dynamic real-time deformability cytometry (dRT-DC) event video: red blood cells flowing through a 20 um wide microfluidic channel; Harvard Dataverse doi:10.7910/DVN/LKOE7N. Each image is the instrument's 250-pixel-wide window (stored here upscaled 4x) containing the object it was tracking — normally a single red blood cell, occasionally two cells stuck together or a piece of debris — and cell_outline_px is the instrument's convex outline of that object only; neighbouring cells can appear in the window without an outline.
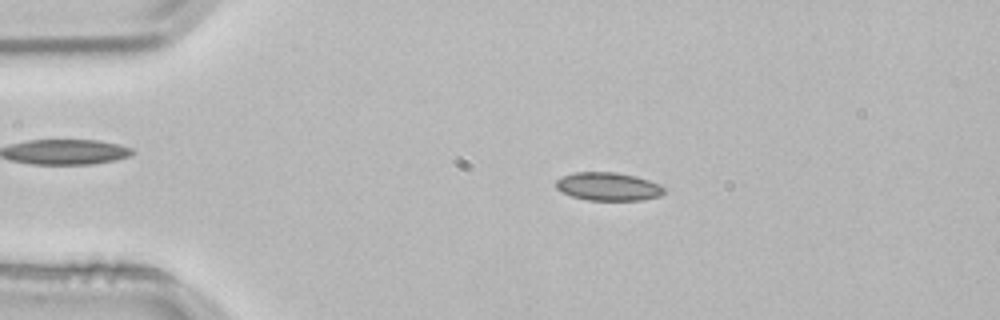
{"species": "common noctule bat (a hibernating species)", "species_latin": "Nyctalus noctula", "temperature_condition": "room temperature", "stored_images_in_passage": 52, "camera_frame_rate_fps": 3000, "um_per_image_px": 0.085, "animal": {"sex": "male", "body_mass_g": 21.5, "forearm_length_mm": 52.0}, "frame": {"image": 1, "passage_image": 10, "time_ms": 3.0, "image_size_px": [1000, 320], "cell_outline_px": [[664, 192], [660, 196], [640, 200], [588, 200], [572, 196], [560, 192], [556, 188], [556, 180], [564, 176], [576, 172], [616, 172], [636, 176], [648, 180], [664, 188]], "centroid_in_image_um": [51.66, 15.86], "position_along_channel_um": 33.3, "area_um2": 17.63}}
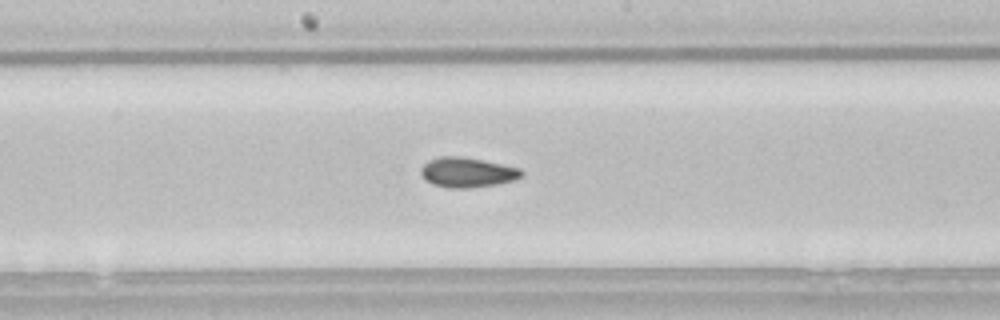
{"frame": {"image": 2, "passage_image": 27, "time_ms": 8.667, "image_size_px": [1000, 320], "cell_outline_px": [[524, 176], [516, 180], [496, 184], [468, 188], [448, 188], [432, 184], [424, 180], [420, 172], [420, 168], [424, 164], [440, 156], [456, 156], [484, 160], [520, 168], [524, 172]], "centroid_in_image_um": [39.74, 14.66], "position_along_channel_um": 208.5, "area_um2": 17.63}}
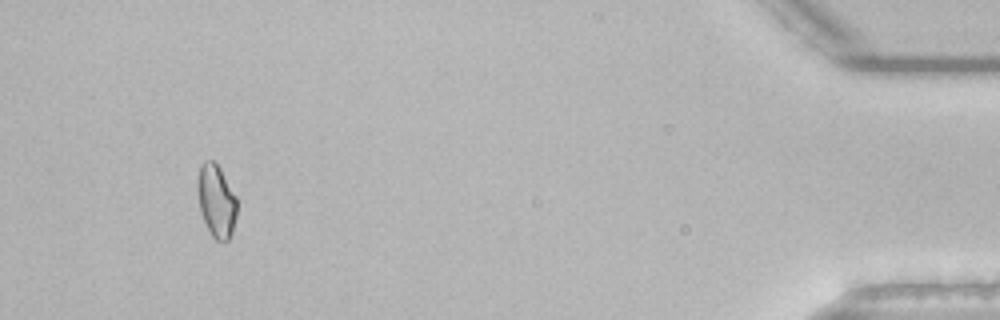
{"frame": {"image": 3, "passage_image": 49, "time_ms": 16.0, "image_size_px": [1000, 320], "cell_outline_px": [[236, 216], [232, 232], [228, 240], [216, 240], [212, 236], [200, 212], [196, 184], [200, 164], [204, 160], [212, 160], [220, 168], [236, 196]], "centroid_in_image_um": [18.37, 17.04], "position_along_channel_um": 416.8, "area_um2": 16.65}, "authors_computed_cell_mechanics": {"area_um2": 17.051, "velocity_mm_per_s": 3.8397, "shape_relaxation_time_tau1_ms": null, "shape_relaxation_time_tau2_ms": 5.3824, "deformation_change_tau1": null, "deformation_change_tau2": 0.0908}}